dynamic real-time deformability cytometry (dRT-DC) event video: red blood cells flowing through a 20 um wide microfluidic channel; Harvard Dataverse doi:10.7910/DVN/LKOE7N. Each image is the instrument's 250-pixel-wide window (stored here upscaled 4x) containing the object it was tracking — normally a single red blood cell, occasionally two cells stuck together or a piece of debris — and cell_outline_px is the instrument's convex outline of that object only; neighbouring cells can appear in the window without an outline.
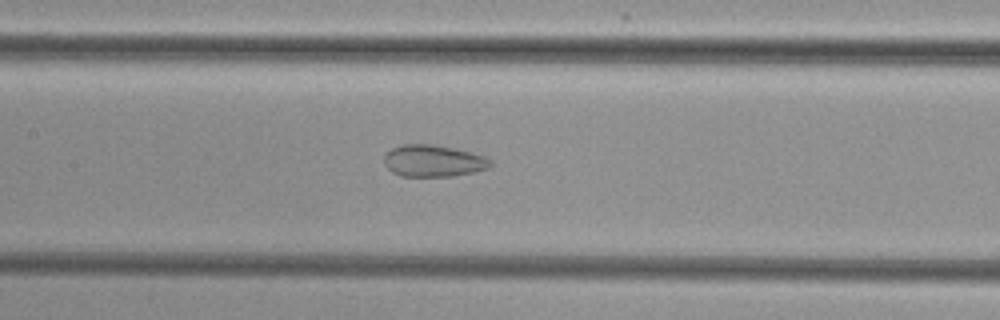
{"species": "common noctule bat (a hibernating species)", "species_latin": "Nyctalus noctula", "temperature_condition": "cold", "stored_images_in_passage": 44, "camera_frame_rate_fps": 3000, "um_per_image_px": 0.085, "animal": {"sex": "female", "body_mass_g": 29.2, "forearm_length_mm": 56.3}, "frame": {"image": 1, "passage_image": 17, "time_ms": 5.333, "image_size_px": [1000, 320], "cell_outline_px": [[492, 164], [488, 168], [472, 172], [452, 176], [400, 176], [392, 172], [384, 164], [384, 156], [392, 148], [404, 144], [432, 144], [472, 152], [484, 156], [492, 160]], "centroid_in_image_um": [36.83, 13.67], "position_along_channel_um": 170.6, "area_um2": 19.65}}
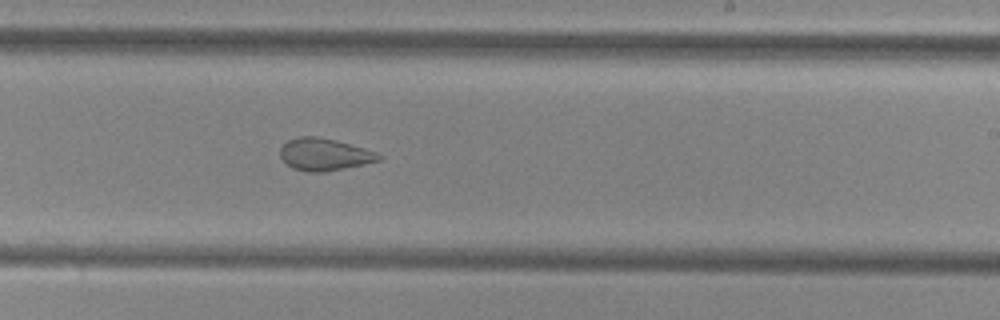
{"frame": {"image": 2, "passage_image": 24, "time_ms": 7.667, "image_size_px": [1000, 320], "cell_outline_px": [[384, 156], [380, 160], [364, 164], [324, 172], [308, 172], [292, 168], [280, 156], [280, 148], [288, 140], [296, 136], [316, 136], [336, 140], [364, 148], [376, 152]], "centroid_in_image_um": [27.57, 13.12], "position_along_channel_um": 261.4, "area_um2": 18.5}}
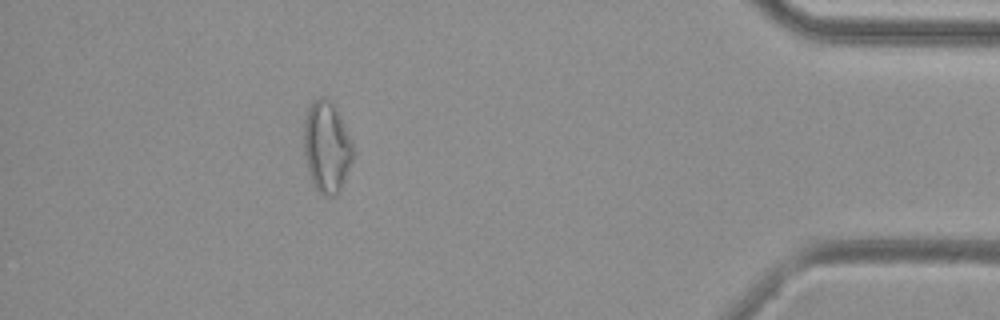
{"frame": {"image": 3, "passage_image": 39, "time_ms": 12.667, "image_size_px": [1000, 320], "cell_outline_px": [[352, 160], [340, 192], [336, 196], [328, 196], [320, 192], [316, 188], [312, 180], [304, 156], [304, 120], [308, 108], [320, 96], [324, 96], [332, 104], [340, 116], [352, 140]], "centroid_in_image_um": [27.77, 12.5], "position_along_channel_um": 407.4, "area_um2": 25.78}}